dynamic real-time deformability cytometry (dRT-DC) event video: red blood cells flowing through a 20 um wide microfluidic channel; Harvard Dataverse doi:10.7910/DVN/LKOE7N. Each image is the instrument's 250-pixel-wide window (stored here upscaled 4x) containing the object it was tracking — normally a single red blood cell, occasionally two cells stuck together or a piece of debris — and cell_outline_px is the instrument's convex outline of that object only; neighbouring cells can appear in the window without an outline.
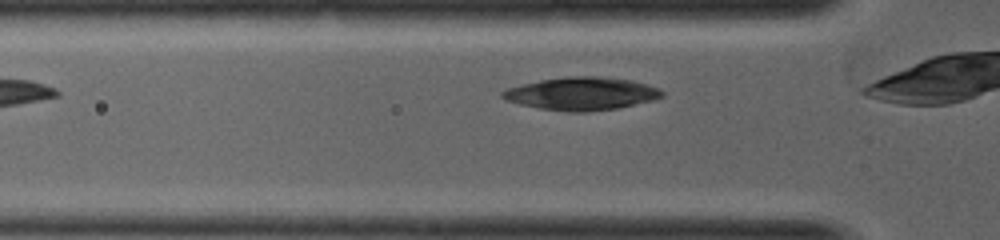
{"species": "common noctule bat (a hibernating species)", "species_latin": "Nyctalus noctula", "temperature_condition": "warm", "stored_images_in_passage": 5, "segment_of_instrument_passage": [2, 2], "camera_frame_rate_fps": 5000, "um_per_image_px": 0.085, "animal": {"sex": "female", "body_mass_g": 19.0, "forearm_length_mm": 53.3}, "frame": {"image": 1, "passage_image": 5, "time_ms": 1.2, "image_size_px": [1000, 240], "cell_outline_px": [[664, 96], [656, 100], [616, 108], [588, 112], [568, 112], [540, 108], [520, 104], [504, 100], [500, 96], [500, 92], [508, 88], [540, 80], [564, 76], [600, 76], [632, 80], [660, 88], [664, 92]], "centroid_in_image_um": [49.46, 7.96], "position_along_channel_um": 76.3, "area_um2": 30.81}}